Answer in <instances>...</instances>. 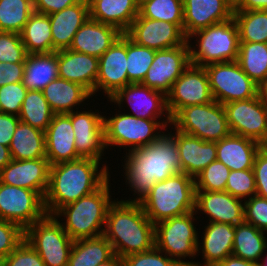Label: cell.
<instances>
[{"instance_id":"obj_1","label":"cell","mask_w":267,"mask_h":266,"mask_svg":"<svg viewBox=\"0 0 267 266\" xmlns=\"http://www.w3.org/2000/svg\"><path fill=\"white\" fill-rule=\"evenodd\" d=\"M163 134L153 143L126 153L125 178L137 198L121 200L140 202L156 183L180 173V157L176 139L171 134Z\"/></svg>"},{"instance_id":"obj_2","label":"cell","mask_w":267,"mask_h":266,"mask_svg":"<svg viewBox=\"0 0 267 266\" xmlns=\"http://www.w3.org/2000/svg\"><path fill=\"white\" fill-rule=\"evenodd\" d=\"M99 165L100 161L93 158L51 165L44 196L46 213L54 215L63 206L98 190L110 178L108 167Z\"/></svg>"},{"instance_id":"obj_3","label":"cell","mask_w":267,"mask_h":266,"mask_svg":"<svg viewBox=\"0 0 267 266\" xmlns=\"http://www.w3.org/2000/svg\"><path fill=\"white\" fill-rule=\"evenodd\" d=\"M103 236L114 254L125 257L155 246V224L138 202L115 201L109 206Z\"/></svg>"},{"instance_id":"obj_4","label":"cell","mask_w":267,"mask_h":266,"mask_svg":"<svg viewBox=\"0 0 267 266\" xmlns=\"http://www.w3.org/2000/svg\"><path fill=\"white\" fill-rule=\"evenodd\" d=\"M195 191L194 178L180 172L156 182L139 203L149 220L156 224L194 211Z\"/></svg>"},{"instance_id":"obj_5","label":"cell","mask_w":267,"mask_h":266,"mask_svg":"<svg viewBox=\"0 0 267 266\" xmlns=\"http://www.w3.org/2000/svg\"><path fill=\"white\" fill-rule=\"evenodd\" d=\"M109 181L108 179L92 194L63 206L54 214L57 218L66 217V223L64 222L62 226L73 241L103 235L107 211L114 202L111 201L109 194Z\"/></svg>"},{"instance_id":"obj_6","label":"cell","mask_w":267,"mask_h":266,"mask_svg":"<svg viewBox=\"0 0 267 266\" xmlns=\"http://www.w3.org/2000/svg\"><path fill=\"white\" fill-rule=\"evenodd\" d=\"M194 36L197 37V49H194L195 46L189 41ZM187 41L191 64L204 67L212 63L238 59L240 41L238 27L233 17L192 33Z\"/></svg>"},{"instance_id":"obj_7","label":"cell","mask_w":267,"mask_h":266,"mask_svg":"<svg viewBox=\"0 0 267 266\" xmlns=\"http://www.w3.org/2000/svg\"><path fill=\"white\" fill-rule=\"evenodd\" d=\"M114 115L110 118L105 116L103 118L106 148L110 145L125 146V148L129 146L131 148L128 149L129 152L150 145L162 135L161 131L167 127V123L171 124V118L160 122L137 118L130 115V112Z\"/></svg>"},{"instance_id":"obj_8","label":"cell","mask_w":267,"mask_h":266,"mask_svg":"<svg viewBox=\"0 0 267 266\" xmlns=\"http://www.w3.org/2000/svg\"><path fill=\"white\" fill-rule=\"evenodd\" d=\"M195 211L165 219L155 224V246L175 260L180 266H194V262L184 261L187 256L197 254L198 231L194 226Z\"/></svg>"},{"instance_id":"obj_9","label":"cell","mask_w":267,"mask_h":266,"mask_svg":"<svg viewBox=\"0 0 267 266\" xmlns=\"http://www.w3.org/2000/svg\"><path fill=\"white\" fill-rule=\"evenodd\" d=\"M171 125L182 133L211 142L220 141L231 133L225 108L215 100L182 108L171 119Z\"/></svg>"},{"instance_id":"obj_10","label":"cell","mask_w":267,"mask_h":266,"mask_svg":"<svg viewBox=\"0 0 267 266\" xmlns=\"http://www.w3.org/2000/svg\"><path fill=\"white\" fill-rule=\"evenodd\" d=\"M25 240L46 266H67L73 240L55 215L46 214L25 229Z\"/></svg>"},{"instance_id":"obj_11","label":"cell","mask_w":267,"mask_h":266,"mask_svg":"<svg viewBox=\"0 0 267 266\" xmlns=\"http://www.w3.org/2000/svg\"><path fill=\"white\" fill-rule=\"evenodd\" d=\"M204 68L215 101L226 104L257 96V84L242 70L237 60L212 63Z\"/></svg>"},{"instance_id":"obj_12","label":"cell","mask_w":267,"mask_h":266,"mask_svg":"<svg viewBox=\"0 0 267 266\" xmlns=\"http://www.w3.org/2000/svg\"><path fill=\"white\" fill-rule=\"evenodd\" d=\"M46 214L44 198L38 192L0 182V219L25 230Z\"/></svg>"},{"instance_id":"obj_13","label":"cell","mask_w":267,"mask_h":266,"mask_svg":"<svg viewBox=\"0 0 267 266\" xmlns=\"http://www.w3.org/2000/svg\"><path fill=\"white\" fill-rule=\"evenodd\" d=\"M213 100L205 68L190 64L166 95V106L172 119L184 107L206 104Z\"/></svg>"},{"instance_id":"obj_14","label":"cell","mask_w":267,"mask_h":266,"mask_svg":"<svg viewBox=\"0 0 267 266\" xmlns=\"http://www.w3.org/2000/svg\"><path fill=\"white\" fill-rule=\"evenodd\" d=\"M232 134L252 139L261 145L267 141V105L258 96L223 104Z\"/></svg>"},{"instance_id":"obj_15","label":"cell","mask_w":267,"mask_h":266,"mask_svg":"<svg viewBox=\"0 0 267 266\" xmlns=\"http://www.w3.org/2000/svg\"><path fill=\"white\" fill-rule=\"evenodd\" d=\"M190 64L188 41L184 45L158 50L141 84L166 96Z\"/></svg>"},{"instance_id":"obj_16","label":"cell","mask_w":267,"mask_h":266,"mask_svg":"<svg viewBox=\"0 0 267 266\" xmlns=\"http://www.w3.org/2000/svg\"><path fill=\"white\" fill-rule=\"evenodd\" d=\"M125 34L135 43L155 51L174 48L187 42L184 31L178 25L145 18L140 14Z\"/></svg>"},{"instance_id":"obj_17","label":"cell","mask_w":267,"mask_h":266,"mask_svg":"<svg viewBox=\"0 0 267 266\" xmlns=\"http://www.w3.org/2000/svg\"><path fill=\"white\" fill-rule=\"evenodd\" d=\"M71 112V123L75 135V148L81 158H93L100 161L104 155L105 134L104 116L99 111Z\"/></svg>"},{"instance_id":"obj_18","label":"cell","mask_w":267,"mask_h":266,"mask_svg":"<svg viewBox=\"0 0 267 266\" xmlns=\"http://www.w3.org/2000/svg\"><path fill=\"white\" fill-rule=\"evenodd\" d=\"M127 85V35L122 33L99 58L95 94L101 89L110 98L117 90Z\"/></svg>"},{"instance_id":"obj_19","label":"cell","mask_w":267,"mask_h":266,"mask_svg":"<svg viewBox=\"0 0 267 266\" xmlns=\"http://www.w3.org/2000/svg\"><path fill=\"white\" fill-rule=\"evenodd\" d=\"M109 100L117 103L120 109L125 100L133 109V114L130 115L137 118L157 120L160 117V120L163 114L166 115V118H171L166 106V96L141 83L128 84L117 90Z\"/></svg>"},{"instance_id":"obj_20","label":"cell","mask_w":267,"mask_h":266,"mask_svg":"<svg viewBox=\"0 0 267 266\" xmlns=\"http://www.w3.org/2000/svg\"><path fill=\"white\" fill-rule=\"evenodd\" d=\"M50 166L47 158L12 159L0 170V182L36 191L44 198L48 188Z\"/></svg>"},{"instance_id":"obj_21","label":"cell","mask_w":267,"mask_h":266,"mask_svg":"<svg viewBox=\"0 0 267 266\" xmlns=\"http://www.w3.org/2000/svg\"><path fill=\"white\" fill-rule=\"evenodd\" d=\"M242 201L226 191H195L194 211L208 214L209 222L238 225L244 222Z\"/></svg>"},{"instance_id":"obj_22","label":"cell","mask_w":267,"mask_h":266,"mask_svg":"<svg viewBox=\"0 0 267 266\" xmlns=\"http://www.w3.org/2000/svg\"><path fill=\"white\" fill-rule=\"evenodd\" d=\"M232 17L233 10L226 0H183V31L187 38L198 30Z\"/></svg>"},{"instance_id":"obj_23","label":"cell","mask_w":267,"mask_h":266,"mask_svg":"<svg viewBox=\"0 0 267 266\" xmlns=\"http://www.w3.org/2000/svg\"><path fill=\"white\" fill-rule=\"evenodd\" d=\"M44 132L46 158L50 165L81 158L75 148L71 113L54 114L50 125Z\"/></svg>"},{"instance_id":"obj_24","label":"cell","mask_w":267,"mask_h":266,"mask_svg":"<svg viewBox=\"0 0 267 266\" xmlns=\"http://www.w3.org/2000/svg\"><path fill=\"white\" fill-rule=\"evenodd\" d=\"M57 62L59 78L83 86L94 96L99 58L63 49L57 51Z\"/></svg>"},{"instance_id":"obj_25","label":"cell","mask_w":267,"mask_h":266,"mask_svg":"<svg viewBox=\"0 0 267 266\" xmlns=\"http://www.w3.org/2000/svg\"><path fill=\"white\" fill-rule=\"evenodd\" d=\"M172 136L176 139L180 157V172L194 179L210 163L216 160V142L204 141L198 137L176 130Z\"/></svg>"},{"instance_id":"obj_26","label":"cell","mask_w":267,"mask_h":266,"mask_svg":"<svg viewBox=\"0 0 267 266\" xmlns=\"http://www.w3.org/2000/svg\"><path fill=\"white\" fill-rule=\"evenodd\" d=\"M121 35L116 27L89 17L76 32L69 49L100 58Z\"/></svg>"},{"instance_id":"obj_27","label":"cell","mask_w":267,"mask_h":266,"mask_svg":"<svg viewBox=\"0 0 267 266\" xmlns=\"http://www.w3.org/2000/svg\"><path fill=\"white\" fill-rule=\"evenodd\" d=\"M89 17L88 0H79L72 6L50 14L53 52L69 49L76 32Z\"/></svg>"},{"instance_id":"obj_28","label":"cell","mask_w":267,"mask_h":266,"mask_svg":"<svg viewBox=\"0 0 267 266\" xmlns=\"http://www.w3.org/2000/svg\"><path fill=\"white\" fill-rule=\"evenodd\" d=\"M205 227L203 241L197 246V254L202 250L204 264L195 262L194 266H215L232 255L235 225L209 222Z\"/></svg>"},{"instance_id":"obj_29","label":"cell","mask_w":267,"mask_h":266,"mask_svg":"<svg viewBox=\"0 0 267 266\" xmlns=\"http://www.w3.org/2000/svg\"><path fill=\"white\" fill-rule=\"evenodd\" d=\"M261 146L252 139L230 133L216 142V160L224 163L230 171L252 169Z\"/></svg>"},{"instance_id":"obj_30","label":"cell","mask_w":267,"mask_h":266,"mask_svg":"<svg viewBox=\"0 0 267 266\" xmlns=\"http://www.w3.org/2000/svg\"><path fill=\"white\" fill-rule=\"evenodd\" d=\"M90 18L125 33L139 15V0H88Z\"/></svg>"},{"instance_id":"obj_31","label":"cell","mask_w":267,"mask_h":266,"mask_svg":"<svg viewBox=\"0 0 267 266\" xmlns=\"http://www.w3.org/2000/svg\"><path fill=\"white\" fill-rule=\"evenodd\" d=\"M42 93L54 114L71 113L76 105L92 96L83 86L59 77L51 81Z\"/></svg>"},{"instance_id":"obj_32","label":"cell","mask_w":267,"mask_h":266,"mask_svg":"<svg viewBox=\"0 0 267 266\" xmlns=\"http://www.w3.org/2000/svg\"><path fill=\"white\" fill-rule=\"evenodd\" d=\"M58 77L57 51L27 55L22 83L28 90L42 91Z\"/></svg>"},{"instance_id":"obj_33","label":"cell","mask_w":267,"mask_h":266,"mask_svg":"<svg viewBox=\"0 0 267 266\" xmlns=\"http://www.w3.org/2000/svg\"><path fill=\"white\" fill-rule=\"evenodd\" d=\"M9 149L14 160L46 158L45 132L19 121Z\"/></svg>"},{"instance_id":"obj_34","label":"cell","mask_w":267,"mask_h":266,"mask_svg":"<svg viewBox=\"0 0 267 266\" xmlns=\"http://www.w3.org/2000/svg\"><path fill=\"white\" fill-rule=\"evenodd\" d=\"M111 243L103 236L73 242L67 266H97L114 256Z\"/></svg>"},{"instance_id":"obj_35","label":"cell","mask_w":267,"mask_h":266,"mask_svg":"<svg viewBox=\"0 0 267 266\" xmlns=\"http://www.w3.org/2000/svg\"><path fill=\"white\" fill-rule=\"evenodd\" d=\"M28 54L53 52V39L49 15L34 11L20 32Z\"/></svg>"},{"instance_id":"obj_36","label":"cell","mask_w":267,"mask_h":266,"mask_svg":"<svg viewBox=\"0 0 267 266\" xmlns=\"http://www.w3.org/2000/svg\"><path fill=\"white\" fill-rule=\"evenodd\" d=\"M264 233L245 221L235 225L232 255L258 264L267 249Z\"/></svg>"},{"instance_id":"obj_37","label":"cell","mask_w":267,"mask_h":266,"mask_svg":"<svg viewBox=\"0 0 267 266\" xmlns=\"http://www.w3.org/2000/svg\"><path fill=\"white\" fill-rule=\"evenodd\" d=\"M240 42L267 43V10H235Z\"/></svg>"},{"instance_id":"obj_38","label":"cell","mask_w":267,"mask_h":266,"mask_svg":"<svg viewBox=\"0 0 267 266\" xmlns=\"http://www.w3.org/2000/svg\"><path fill=\"white\" fill-rule=\"evenodd\" d=\"M237 62L259 84L267 76V43L240 42Z\"/></svg>"},{"instance_id":"obj_39","label":"cell","mask_w":267,"mask_h":266,"mask_svg":"<svg viewBox=\"0 0 267 266\" xmlns=\"http://www.w3.org/2000/svg\"><path fill=\"white\" fill-rule=\"evenodd\" d=\"M54 116L42 91L28 90L19 113L21 122L45 131Z\"/></svg>"},{"instance_id":"obj_40","label":"cell","mask_w":267,"mask_h":266,"mask_svg":"<svg viewBox=\"0 0 267 266\" xmlns=\"http://www.w3.org/2000/svg\"><path fill=\"white\" fill-rule=\"evenodd\" d=\"M33 12V0H0V31L20 34Z\"/></svg>"},{"instance_id":"obj_41","label":"cell","mask_w":267,"mask_h":266,"mask_svg":"<svg viewBox=\"0 0 267 266\" xmlns=\"http://www.w3.org/2000/svg\"><path fill=\"white\" fill-rule=\"evenodd\" d=\"M142 17L178 25L183 30V0H141Z\"/></svg>"},{"instance_id":"obj_42","label":"cell","mask_w":267,"mask_h":266,"mask_svg":"<svg viewBox=\"0 0 267 266\" xmlns=\"http://www.w3.org/2000/svg\"><path fill=\"white\" fill-rule=\"evenodd\" d=\"M156 51L139 45L127 36L128 84L142 83L150 69Z\"/></svg>"},{"instance_id":"obj_43","label":"cell","mask_w":267,"mask_h":266,"mask_svg":"<svg viewBox=\"0 0 267 266\" xmlns=\"http://www.w3.org/2000/svg\"><path fill=\"white\" fill-rule=\"evenodd\" d=\"M230 172L224 163L213 161L194 179L196 191H225Z\"/></svg>"},{"instance_id":"obj_44","label":"cell","mask_w":267,"mask_h":266,"mask_svg":"<svg viewBox=\"0 0 267 266\" xmlns=\"http://www.w3.org/2000/svg\"><path fill=\"white\" fill-rule=\"evenodd\" d=\"M225 191L234 197L245 200L256 195V181L253 169L231 171Z\"/></svg>"},{"instance_id":"obj_45","label":"cell","mask_w":267,"mask_h":266,"mask_svg":"<svg viewBox=\"0 0 267 266\" xmlns=\"http://www.w3.org/2000/svg\"><path fill=\"white\" fill-rule=\"evenodd\" d=\"M27 55L20 34L0 31V62L25 63Z\"/></svg>"},{"instance_id":"obj_46","label":"cell","mask_w":267,"mask_h":266,"mask_svg":"<svg viewBox=\"0 0 267 266\" xmlns=\"http://www.w3.org/2000/svg\"><path fill=\"white\" fill-rule=\"evenodd\" d=\"M28 89L22 82L0 87V109L2 113L19 116Z\"/></svg>"},{"instance_id":"obj_47","label":"cell","mask_w":267,"mask_h":266,"mask_svg":"<svg viewBox=\"0 0 267 266\" xmlns=\"http://www.w3.org/2000/svg\"><path fill=\"white\" fill-rule=\"evenodd\" d=\"M25 239V230L18 224L0 219V263Z\"/></svg>"},{"instance_id":"obj_48","label":"cell","mask_w":267,"mask_h":266,"mask_svg":"<svg viewBox=\"0 0 267 266\" xmlns=\"http://www.w3.org/2000/svg\"><path fill=\"white\" fill-rule=\"evenodd\" d=\"M244 221L267 232V198L253 195L244 201Z\"/></svg>"},{"instance_id":"obj_49","label":"cell","mask_w":267,"mask_h":266,"mask_svg":"<svg viewBox=\"0 0 267 266\" xmlns=\"http://www.w3.org/2000/svg\"><path fill=\"white\" fill-rule=\"evenodd\" d=\"M124 266H180L167 254L162 255L156 246L152 249L123 257Z\"/></svg>"},{"instance_id":"obj_50","label":"cell","mask_w":267,"mask_h":266,"mask_svg":"<svg viewBox=\"0 0 267 266\" xmlns=\"http://www.w3.org/2000/svg\"><path fill=\"white\" fill-rule=\"evenodd\" d=\"M0 266H46L39 254L24 239L23 242L9 254Z\"/></svg>"},{"instance_id":"obj_51","label":"cell","mask_w":267,"mask_h":266,"mask_svg":"<svg viewBox=\"0 0 267 266\" xmlns=\"http://www.w3.org/2000/svg\"><path fill=\"white\" fill-rule=\"evenodd\" d=\"M252 169L256 181V195L267 198V148L265 146L262 145L258 150Z\"/></svg>"},{"instance_id":"obj_52","label":"cell","mask_w":267,"mask_h":266,"mask_svg":"<svg viewBox=\"0 0 267 266\" xmlns=\"http://www.w3.org/2000/svg\"><path fill=\"white\" fill-rule=\"evenodd\" d=\"M25 63L0 62V87L16 82H22Z\"/></svg>"},{"instance_id":"obj_53","label":"cell","mask_w":267,"mask_h":266,"mask_svg":"<svg viewBox=\"0 0 267 266\" xmlns=\"http://www.w3.org/2000/svg\"><path fill=\"white\" fill-rule=\"evenodd\" d=\"M20 119L16 115L0 113V144L9 147Z\"/></svg>"},{"instance_id":"obj_54","label":"cell","mask_w":267,"mask_h":266,"mask_svg":"<svg viewBox=\"0 0 267 266\" xmlns=\"http://www.w3.org/2000/svg\"><path fill=\"white\" fill-rule=\"evenodd\" d=\"M79 0H33L34 11L50 15L72 6Z\"/></svg>"},{"instance_id":"obj_55","label":"cell","mask_w":267,"mask_h":266,"mask_svg":"<svg viewBox=\"0 0 267 266\" xmlns=\"http://www.w3.org/2000/svg\"><path fill=\"white\" fill-rule=\"evenodd\" d=\"M215 266H258V264L236 257L234 255H229Z\"/></svg>"},{"instance_id":"obj_56","label":"cell","mask_w":267,"mask_h":266,"mask_svg":"<svg viewBox=\"0 0 267 266\" xmlns=\"http://www.w3.org/2000/svg\"><path fill=\"white\" fill-rule=\"evenodd\" d=\"M237 10H267V0H245Z\"/></svg>"},{"instance_id":"obj_57","label":"cell","mask_w":267,"mask_h":266,"mask_svg":"<svg viewBox=\"0 0 267 266\" xmlns=\"http://www.w3.org/2000/svg\"><path fill=\"white\" fill-rule=\"evenodd\" d=\"M12 161L10 149L0 144V170Z\"/></svg>"},{"instance_id":"obj_58","label":"cell","mask_w":267,"mask_h":266,"mask_svg":"<svg viewBox=\"0 0 267 266\" xmlns=\"http://www.w3.org/2000/svg\"><path fill=\"white\" fill-rule=\"evenodd\" d=\"M257 96L265 105H267V76L257 84Z\"/></svg>"},{"instance_id":"obj_59","label":"cell","mask_w":267,"mask_h":266,"mask_svg":"<svg viewBox=\"0 0 267 266\" xmlns=\"http://www.w3.org/2000/svg\"><path fill=\"white\" fill-rule=\"evenodd\" d=\"M97 266H124L123 258L115 254L111 259Z\"/></svg>"},{"instance_id":"obj_60","label":"cell","mask_w":267,"mask_h":266,"mask_svg":"<svg viewBox=\"0 0 267 266\" xmlns=\"http://www.w3.org/2000/svg\"><path fill=\"white\" fill-rule=\"evenodd\" d=\"M245 0H226L228 6L233 10H237Z\"/></svg>"},{"instance_id":"obj_61","label":"cell","mask_w":267,"mask_h":266,"mask_svg":"<svg viewBox=\"0 0 267 266\" xmlns=\"http://www.w3.org/2000/svg\"><path fill=\"white\" fill-rule=\"evenodd\" d=\"M258 266H267V255H266V258L264 259V263L263 262H259Z\"/></svg>"}]
</instances>
